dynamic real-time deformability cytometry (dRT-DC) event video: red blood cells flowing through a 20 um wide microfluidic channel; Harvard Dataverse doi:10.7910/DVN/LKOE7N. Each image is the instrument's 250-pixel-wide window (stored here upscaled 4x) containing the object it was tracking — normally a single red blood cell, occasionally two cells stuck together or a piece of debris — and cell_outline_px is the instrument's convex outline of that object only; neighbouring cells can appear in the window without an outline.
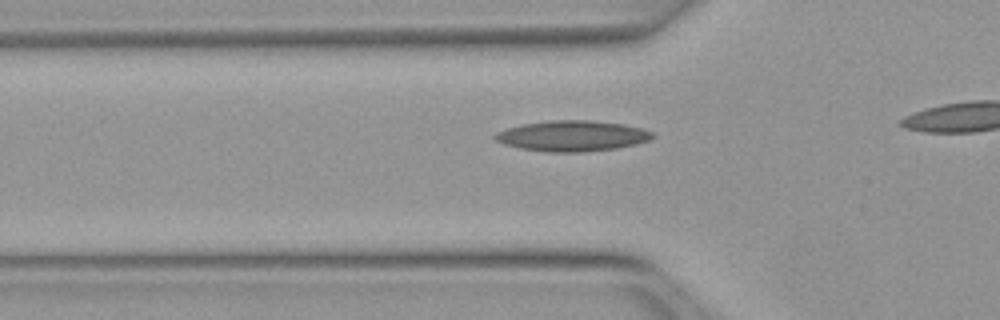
{"species": "Egyptian fruit bat (a non-hibernating species)", "species_latin": "Rousettus aegyptiacus", "temperature_condition": "warm", "stored_images_in_passage": 29, "camera_frame_rate_fps": 3000, "um_per_image_px": 0.085, "animal": {"sex": "female"}, "frame": {"image": 1, "passage_image": 5, "time_ms": 1.333, "image_size_px": [1000, 320], "cell_outline_px": [[656, 136], [648, 140], [636, 144], [616, 148], [584, 152], [544, 152], [520, 148], [504, 144], [496, 140], [492, 136], [496, 132], [520, 124], [552, 120], [592, 120], [624, 124], [640, 128], [652, 132]], "centroid_in_image_um": [48.62, 11.55], "position_along_channel_um": 77.2, "area_um2": 28.21}}
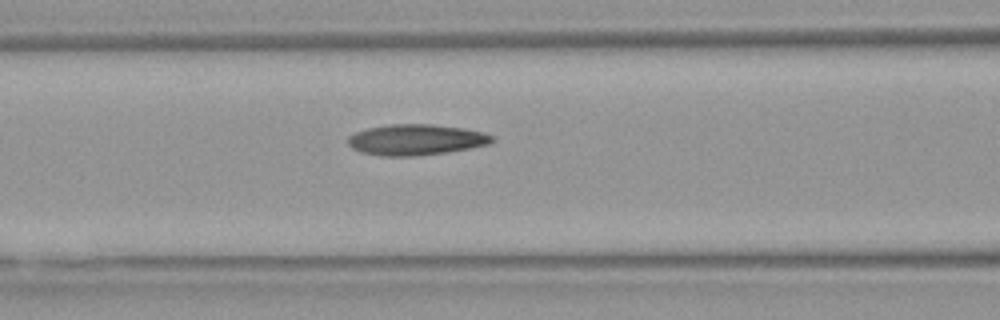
{"frame": {"image": 2, "passage_image": 9, "time_ms": 2.667, "image_size_px": [1000, 320], "cell_outline_px": [[496, 140], [488, 144], [448, 152], [416, 156], [380, 156], [360, 152], [352, 148], [348, 144], [348, 136], [356, 132], [368, 128], [388, 124], [432, 124], [464, 128], [484, 132], [492, 136]], "centroid_in_image_um": [35.35, 11.87], "position_along_channel_um": 131.3, "area_um2": 26.01}}
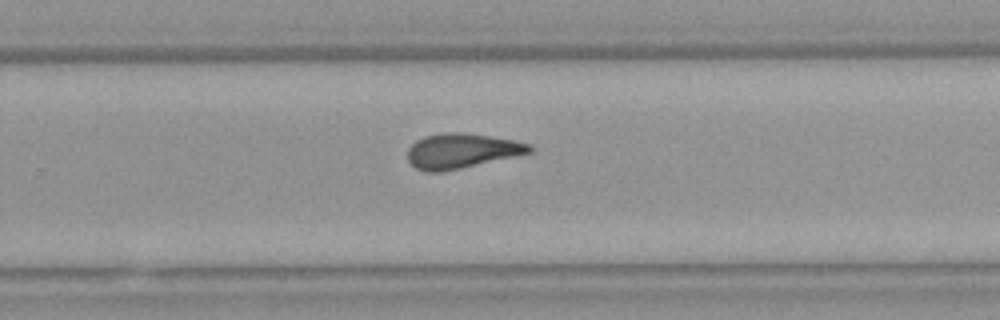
{"frame": {"image": 3, "passage_image": 21, "time_ms": 6.667, "image_size_px": [1000, 320], "cell_outline_px": [[532, 152], [444, 172], [424, 172], [416, 168], [408, 160], [408, 148], [416, 140], [424, 136], [444, 132], [460, 132], [488, 136], [512, 140], [532, 144]], "centroid_in_image_um": [39.2, 12.83], "position_along_channel_um": 290.6, "area_um2": 24.68}}